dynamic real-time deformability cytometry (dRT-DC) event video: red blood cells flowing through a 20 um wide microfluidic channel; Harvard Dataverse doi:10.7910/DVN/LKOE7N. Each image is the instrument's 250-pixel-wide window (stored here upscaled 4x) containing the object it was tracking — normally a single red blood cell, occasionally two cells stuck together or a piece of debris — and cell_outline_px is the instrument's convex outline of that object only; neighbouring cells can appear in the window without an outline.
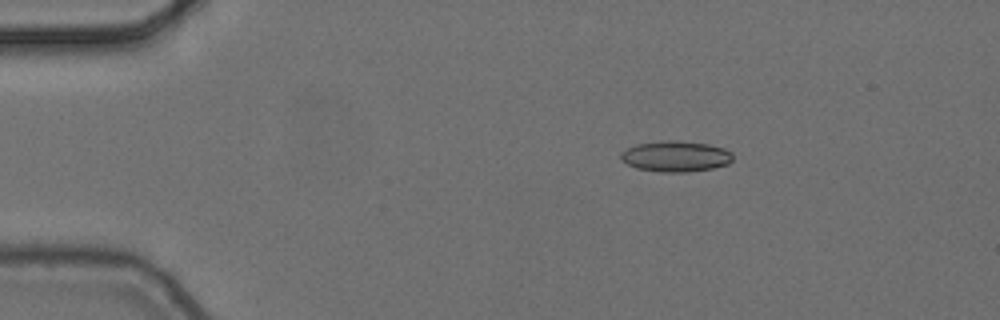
{"species": "common noctule bat (a hibernating species)", "species_latin": "Nyctalus noctula", "temperature_condition": "cold", "stored_images_in_passage": 5, "camera_frame_rate_fps": 3000, "um_per_image_px": 0.085, "animal": {"sex": "female", "body_mass_g": 24.6, "forearm_length_mm": 56.2}, "frame": {"image": 1, "passage_image": 3, "time_ms": 0.667, "image_size_px": [1000, 320], "cell_outline_px": [[732, 160], [728, 164], [712, 168], [688, 172], [660, 172], [636, 168], [620, 160], [620, 152], [636, 144], [668, 140], [676, 140], [708, 144], [724, 148], [732, 152]], "centroid_in_image_um": [57.42, 13.29], "position_along_channel_um": 27.6, "area_um2": 20.17}}